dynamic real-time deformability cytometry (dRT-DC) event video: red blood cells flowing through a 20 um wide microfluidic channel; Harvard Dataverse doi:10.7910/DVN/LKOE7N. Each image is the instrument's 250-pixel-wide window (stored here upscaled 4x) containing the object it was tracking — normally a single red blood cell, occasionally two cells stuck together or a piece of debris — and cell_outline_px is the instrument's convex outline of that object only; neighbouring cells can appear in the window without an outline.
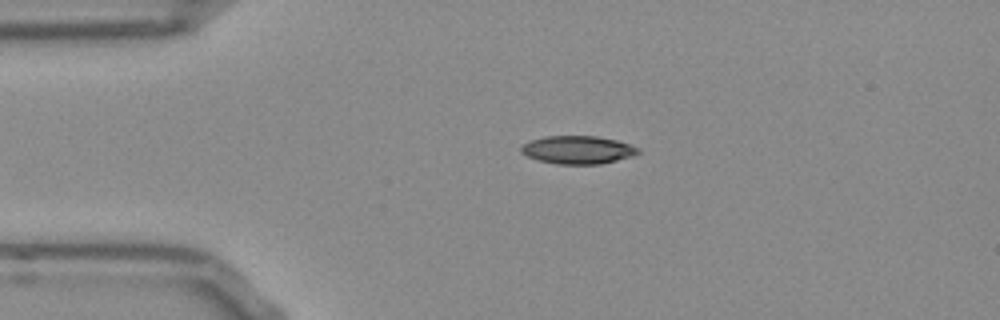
{"species": "Egyptian fruit bat (a non-hibernating species)", "species_latin": "Rousettus aegyptiacus", "temperature_condition": "room temperature", "stored_images_in_passage": 34, "camera_frame_rate_fps": 3000, "um_per_image_px": 0.085, "frame": {"image": 1, "passage_image": 1, "time_ms": 0.0, "image_size_px": [1000, 320], "cell_outline_px": [[640, 152], [632, 156], [600, 164], [556, 164], [540, 160], [528, 156], [520, 152], [520, 148], [524, 144], [532, 140], [544, 136], [596, 136], [616, 140], [640, 148]], "centroid_in_image_um": [49.12, 12.73], "position_along_channel_um": 35.9, "area_um2": 18.96}}
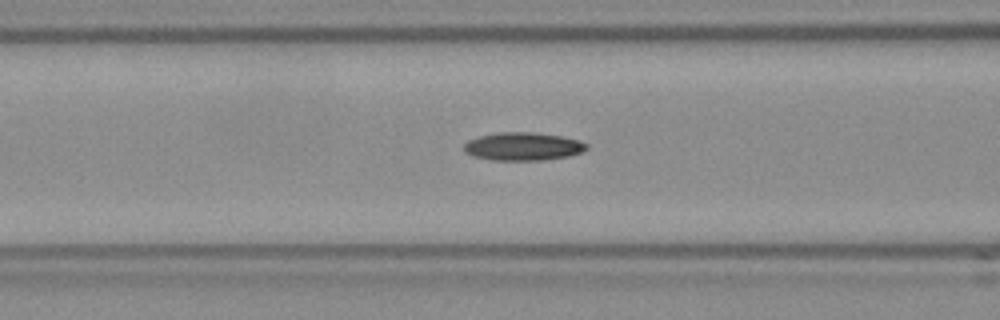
{"frame": {"image": 2, "passage_image": 10, "time_ms": 3.0, "image_size_px": [1000, 320], "cell_outline_px": [[588, 148], [580, 152], [568, 156], [544, 160], [492, 160], [472, 156], [464, 152], [464, 144], [468, 140], [480, 136], [500, 132], [532, 132], [560, 136], [580, 140], [588, 144]], "centroid_in_image_um": [44.44, 12.45], "position_along_channel_um": 122.2, "area_um2": 20.06}}
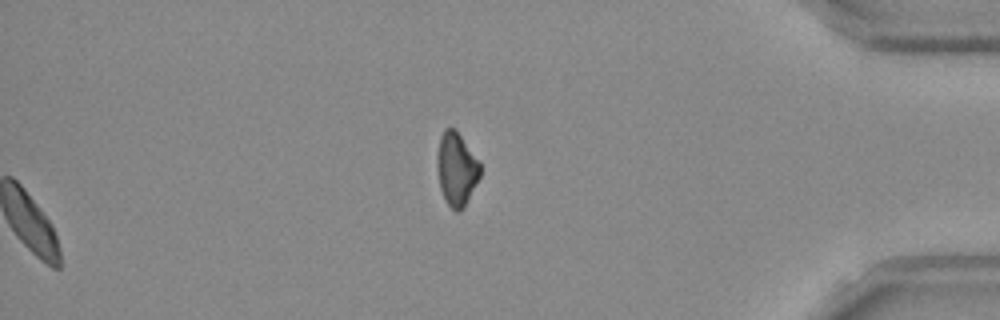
{"frame": {"image": 3, "passage_image": 34, "time_ms": 11.0, "image_size_px": [1000, 320], "cell_outline_px": [[480, 176], [464, 208], [460, 212], [456, 212], [444, 200], [440, 188], [436, 164], [436, 156], [440, 136], [444, 128], [456, 128], [480, 164]], "centroid_in_image_um": [38.77, 14.37], "position_along_channel_um": 396.4, "area_um2": 18.5}}